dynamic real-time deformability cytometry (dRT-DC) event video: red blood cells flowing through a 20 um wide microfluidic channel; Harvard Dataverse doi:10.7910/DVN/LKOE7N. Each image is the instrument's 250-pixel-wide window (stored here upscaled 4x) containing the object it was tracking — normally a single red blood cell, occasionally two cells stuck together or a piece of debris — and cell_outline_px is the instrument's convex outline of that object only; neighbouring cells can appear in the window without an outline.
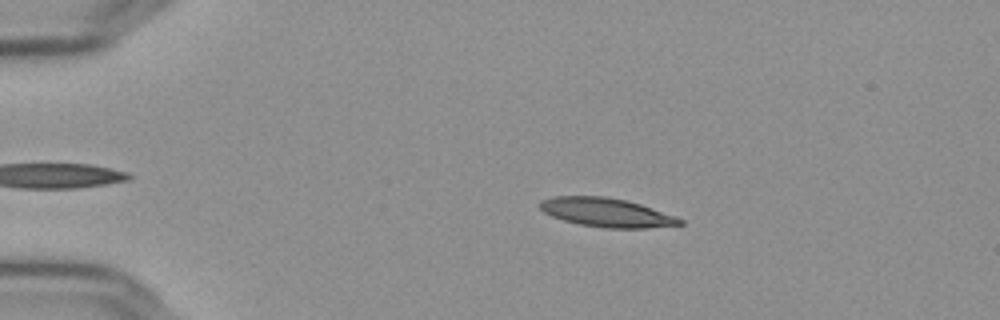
{"species": "Egyptian fruit bat (a non-hibernating species)", "species_latin": "Rousettus aegyptiacus", "temperature_condition": "cold", "stored_images_in_passage": 48, "camera_frame_rate_fps": 3000, "um_per_image_px": 0.085, "frame": {"image": 1, "passage_image": 11, "time_ms": 3.333, "image_size_px": [1000, 320], "cell_outline_px": [[684, 224], [644, 228], [604, 228], [580, 224], [564, 220], [552, 216], [544, 212], [540, 208], [540, 200], [552, 196], [608, 196], [640, 204], [676, 216], [684, 220]], "centroid_in_image_um": [51.55, 18.05], "position_along_channel_um": 33.4, "area_um2": 23.47}}
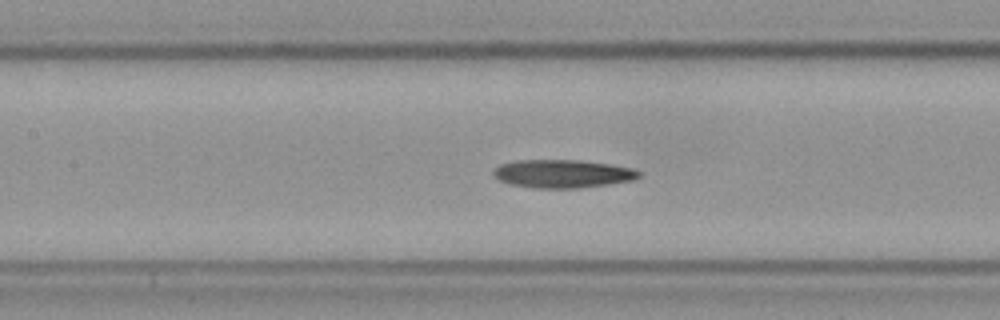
{"frame": {"image": 2, "passage_image": 26, "time_ms": 8.333, "image_size_px": [1000, 320], "cell_outline_px": [[640, 176], [632, 180], [608, 184], [576, 188], [536, 188], [512, 184], [500, 180], [492, 176], [492, 172], [500, 164], [520, 160], [580, 160], [608, 164], [632, 168], [640, 172]], "centroid_in_image_um": [47.8, 14.76], "position_along_channel_um": 159.6, "area_um2": 23.64}}
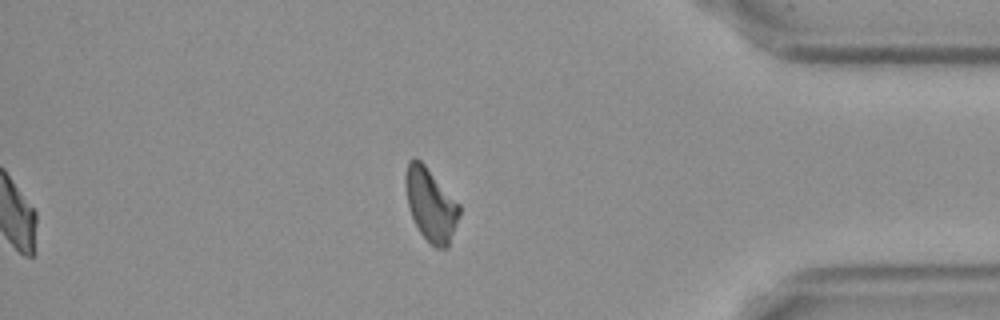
{"frame": {"image": 3, "passage_image": 48, "time_ms": 15.667, "image_size_px": [1000, 320], "cell_outline_px": [[460, 216], [448, 248], [436, 248], [420, 232], [412, 216], [408, 204], [404, 184], [404, 176], [408, 160], [412, 156], [416, 156], [424, 164], [460, 204]], "centroid_in_image_um": [36.61, 17.36], "position_along_channel_um": 398.6, "area_um2": 22.95}, "authors_computed_cell_mechanics": {"area_um2": 23.5535, "velocity_mm_per_s": 3.6322, "shape_relaxation_time_tau1_ms": 9.0933, "shape_relaxation_time_tau2_ms": null, "deformation_change_tau1": 0.205, "deformation_change_tau2": null}}